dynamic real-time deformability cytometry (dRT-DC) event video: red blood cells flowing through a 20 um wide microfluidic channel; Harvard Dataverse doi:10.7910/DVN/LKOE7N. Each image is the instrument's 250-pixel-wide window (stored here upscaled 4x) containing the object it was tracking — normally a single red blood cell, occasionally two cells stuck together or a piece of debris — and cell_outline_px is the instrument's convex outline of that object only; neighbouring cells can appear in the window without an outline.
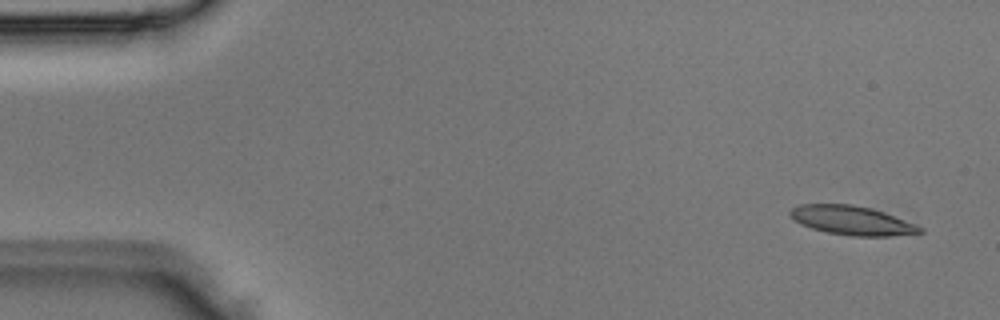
{"species": "Egyptian fruit bat (a non-hibernating species)", "species_latin": "Rousettus aegyptiacus", "temperature_condition": "room temperature", "stored_images_in_passage": 3, "camera_frame_rate_fps": 3000, "um_per_image_px": 0.085, "animal": {"sex": "male"}, "frame": {"image": 1, "passage_image": 1, "time_ms": 0.0, "image_size_px": [1000, 320], "cell_outline_px": [[924, 232], [888, 236], [852, 236], [828, 232], [812, 228], [800, 224], [788, 216], [788, 212], [792, 208], [800, 204], [852, 204], [872, 208], [884, 212], [916, 224], [924, 228]], "centroid_in_image_um": [72.4, 18.73], "position_along_channel_um": 12.6, "area_um2": 22.02}}